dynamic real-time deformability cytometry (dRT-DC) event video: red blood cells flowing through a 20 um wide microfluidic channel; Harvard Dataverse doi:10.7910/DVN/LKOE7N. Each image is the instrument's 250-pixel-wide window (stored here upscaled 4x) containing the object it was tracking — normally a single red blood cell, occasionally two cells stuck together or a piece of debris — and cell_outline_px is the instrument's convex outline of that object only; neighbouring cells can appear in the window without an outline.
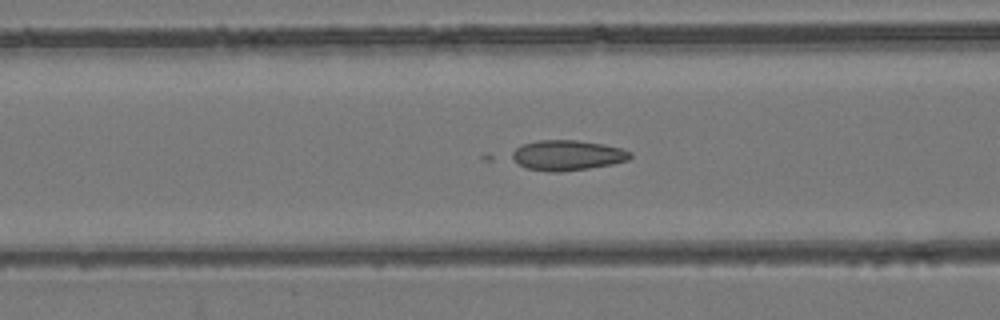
{"species": "common noctule bat (a hibernating species)", "species_latin": "Nyctalus noctula", "temperature_condition": "room temperature", "stored_images_in_passage": 54, "camera_frame_rate_fps": 3000, "um_per_image_px": 0.085, "animal": {"sex": "female", "body_mass_g": 24.6, "forearm_length_mm": 56.2}, "frame": {"image": 1, "passage_image": 22, "time_ms": 7.0, "image_size_px": [1000, 320], "cell_outline_px": [[632, 156], [628, 160], [612, 164], [588, 168], [560, 172], [548, 172], [524, 168], [508, 156], [520, 144], [536, 140], [576, 140], [604, 144], [620, 148], [632, 152]], "centroid_in_image_um": [48.17, 13.2], "position_along_channel_um": 118.4, "area_um2": 21.1}}
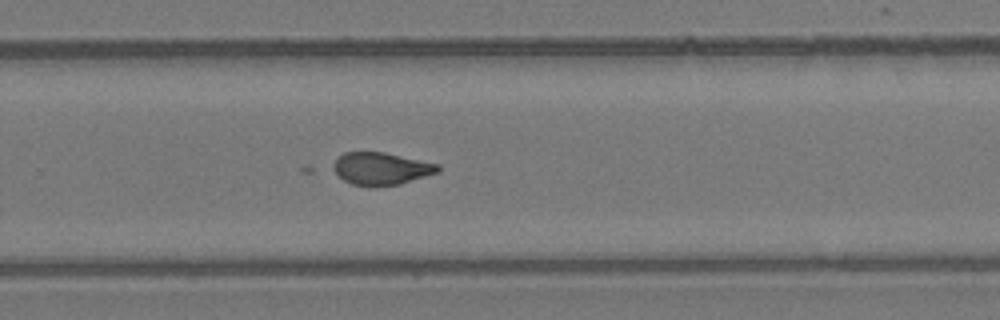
{"frame": {"image": 2, "passage_image": 36, "time_ms": 11.667, "image_size_px": [1000, 320], "cell_outline_px": [[440, 172], [400, 184], [352, 184], [344, 180], [336, 172], [336, 160], [344, 152], [384, 152], [440, 164]], "centroid_in_image_um": [32.49, 14.3], "position_along_channel_um": 297.3, "area_um2": 19.07}}
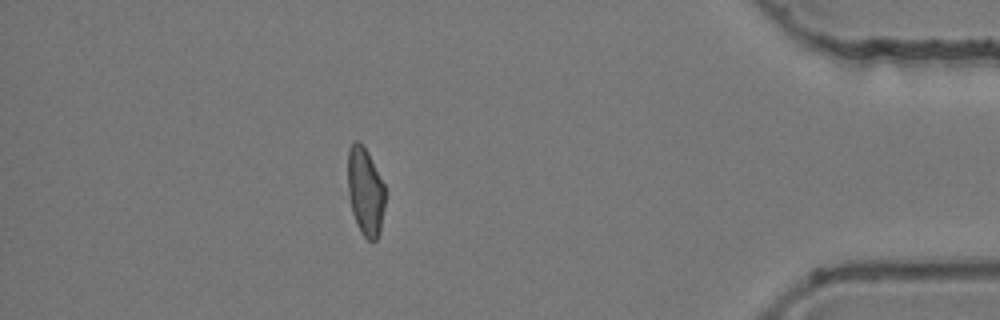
{"frame": {"image": 3, "passage_image": 48, "time_ms": 15.667, "image_size_px": [1000, 320], "cell_outline_px": [[384, 208], [380, 232], [376, 240], [368, 240], [360, 232], [352, 212], [348, 192], [348, 148], [356, 140], [360, 140], [368, 152], [384, 184]], "centroid_in_image_um": [31.04, 16.26], "position_along_channel_um": 404.2, "area_um2": 19.13}}